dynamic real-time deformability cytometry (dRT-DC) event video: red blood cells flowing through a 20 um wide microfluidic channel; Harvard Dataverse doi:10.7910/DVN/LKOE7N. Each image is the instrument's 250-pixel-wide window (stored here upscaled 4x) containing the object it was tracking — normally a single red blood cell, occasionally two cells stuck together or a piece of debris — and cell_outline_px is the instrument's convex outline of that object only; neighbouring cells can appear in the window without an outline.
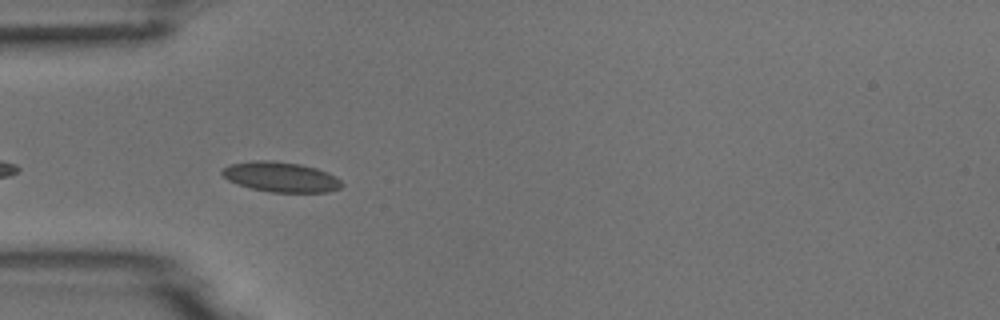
{"species": "common noctule bat (a hibernating species)", "species_latin": "Nyctalus noctula", "temperature_condition": "room temperature", "stored_images_in_passage": 8, "camera_frame_rate_fps": 3000, "um_per_image_px": 0.085, "animal": {"sex": "male", "body_mass_g": 18.8}, "frame": {"image": 1, "passage_image": 5, "time_ms": 1.333, "image_size_px": [1000, 320], "cell_outline_px": [[344, 184], [340, 188], [328, 192], [272, 192], [252, 188], [228, 180], [220, 172], [228, 164], [252, 160], [272, 160], [300, 164], [316, 168], [328, 172], [336, 176]], "centroid_in_image_um": [23.89, 15.03], "position_along_channel_um": 61.1, "area_um2": 20.98}}